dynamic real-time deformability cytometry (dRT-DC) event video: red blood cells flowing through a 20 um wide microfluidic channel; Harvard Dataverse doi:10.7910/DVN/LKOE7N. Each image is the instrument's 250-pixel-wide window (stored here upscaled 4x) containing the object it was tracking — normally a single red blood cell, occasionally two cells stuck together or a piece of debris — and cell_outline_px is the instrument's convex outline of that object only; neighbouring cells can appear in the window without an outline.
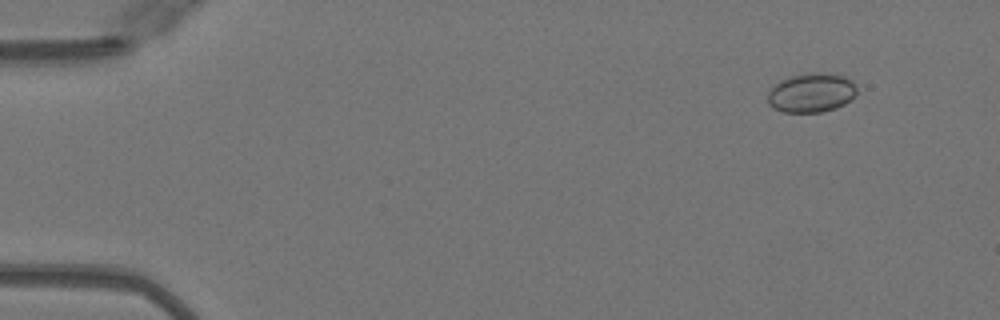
{"species": "Egyptian fruit bat (a non-hibernating species)", "species_latin": "Rousettus aegyptiacus", "temperature_condition": "warm", "stored_images_in_passage": 47, "camera_frame_rate_fps": 3000, "um_per_image_px": 0.085, "animal": {"sex": "female"}, "frame": {"image": 1, "passage_image": 1, "time_ms": 0.0, "image_size_px": [1000, 320], "cell_outline_px": [[856, 92], [844, 104], [836, 108], [820, 112], [784, 112], [772, 108], [768, 104], [768, 92], [780, 80], [792, 76], [808, 72], [820, 72], [844, 76], [852, 80], [856, 84]], "centroid_in_image_um": [68.95, 7.88], "position_along_channel_um": 16.0, "area_um2": 20.35}}
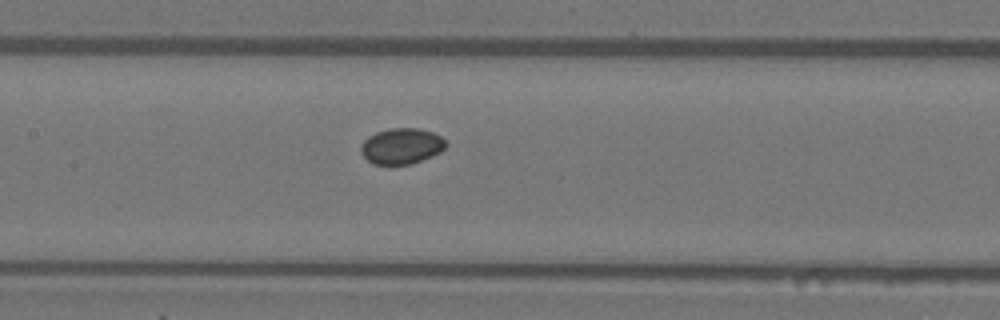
{"frame": {"image": 2, "passage_image": 21, "time_ms": 6.667, "image_size_px": [1000, 320], "cell_outline_px": [[448, 144], [440, 152], [432, 156], [412, 164], [388, 168], [372, 164], [360, 152], [360, 144], [368, 136], [376, 132], [388, 128], [420, 128], [432, 132], [440, 136]], "centroid_in_image_um": [34.09, 12.46], "position_along_channel_um": 173.3, "area_um2": 18.44}}
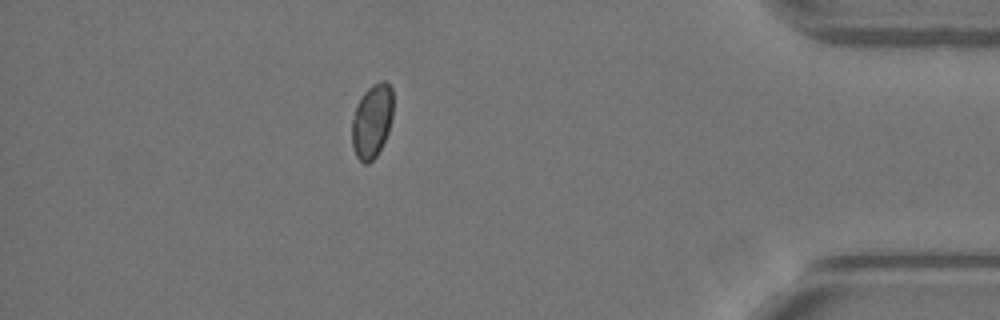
{"frame": {"image": 3, "passage_image": 41, "time_ms": 13.333, "image_size_px": [1000, 320], "cell_outline_px": [[392, 116], [388, 132], [376, 156], [368, 164], [364, 164], [356, 156], [352, 144], [352, 120], [356, 108], [364, 92], [372, 84], [380, 80], [384, 80], [392, 88]], "centroid_in_image_um": [31.62, 10.28], "position_along_channel_um": 403.6, "area_um2": 17.57}, "authors_computed_cell_mechanics": {"area_um2": 18.0336, "velocity_mm_per_s": 4.0655, "shape_relaxation_time_tau1_ms": null, "shape_relaxation_time_tau2_ms": 8.7794, "deformation_change_tau1": null, "deformation_change_tau2": 0.0523}}